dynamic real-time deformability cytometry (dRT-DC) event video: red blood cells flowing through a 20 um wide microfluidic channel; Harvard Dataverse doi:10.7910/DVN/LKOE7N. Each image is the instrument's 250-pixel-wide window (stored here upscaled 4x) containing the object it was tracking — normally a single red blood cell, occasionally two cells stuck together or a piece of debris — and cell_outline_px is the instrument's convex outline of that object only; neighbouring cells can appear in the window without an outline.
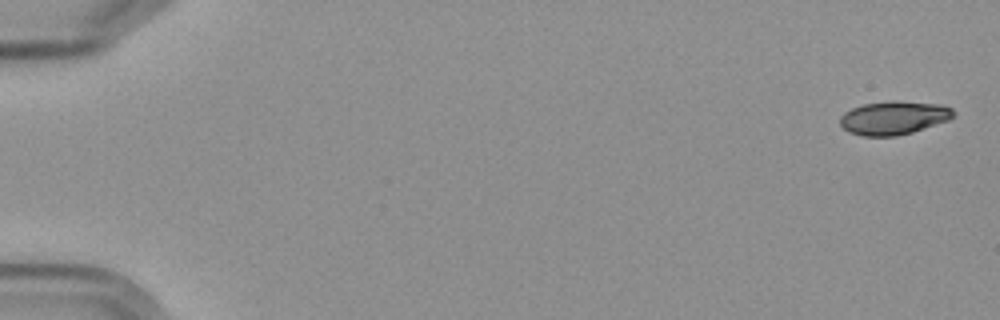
{"species": "Egyptian fruit bat (a non-hibernating species)", "species_latin": "Rousettus aegyptiacus", "temperature_condition": "cold", "stored_images_in_passage": 6, "camera_frame_rate_fps": 3000, "um_per_image_px": 0.085, "frame": {"image": 1, "passage_image": 1, "time_ms": 0.0, "image_size_px": [1000, 320], "cell_outline_px": [[952, 116], [948, 120], [912, 132], [896, 136], [864, 136], [848, 132], [840, 124], [840, 116], [844, 112], [852, 108], [864, 104], [940, 104], [952, 108]], "centroid_in_image_um": [75.9, 10.08], "position_along_channel_um": 9.1, "area_um2": 20.87}}
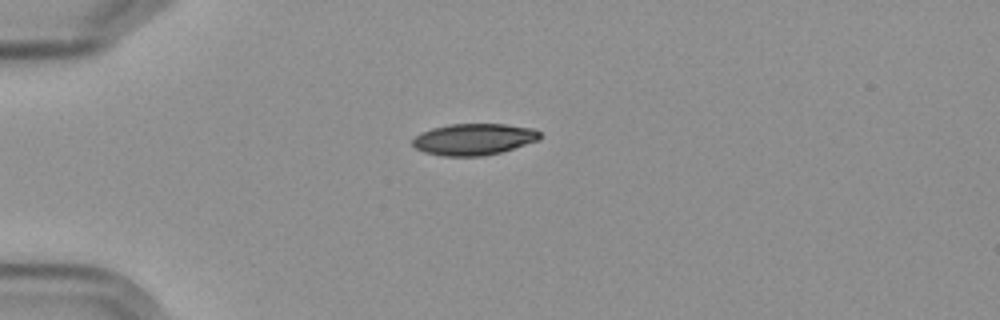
{"frame": {"image": 2, "passage_image": 5, "time_ms": 4.667, "image_size_px": [1000, 320], "cell_outline_px": [[540, 136], [536, 140], [500, 152], [480, 156], [444, 156], [424, 152], [416, 148], [412, 144], [412, 140], [420, 132], [432, 128], [448, 124], [504, 124], [532, 128], [540, 132]], "centroid_in_image_um": [40.21, 11.83], "position_along_channel_um": 44.8, "area_um2": 23.06}}